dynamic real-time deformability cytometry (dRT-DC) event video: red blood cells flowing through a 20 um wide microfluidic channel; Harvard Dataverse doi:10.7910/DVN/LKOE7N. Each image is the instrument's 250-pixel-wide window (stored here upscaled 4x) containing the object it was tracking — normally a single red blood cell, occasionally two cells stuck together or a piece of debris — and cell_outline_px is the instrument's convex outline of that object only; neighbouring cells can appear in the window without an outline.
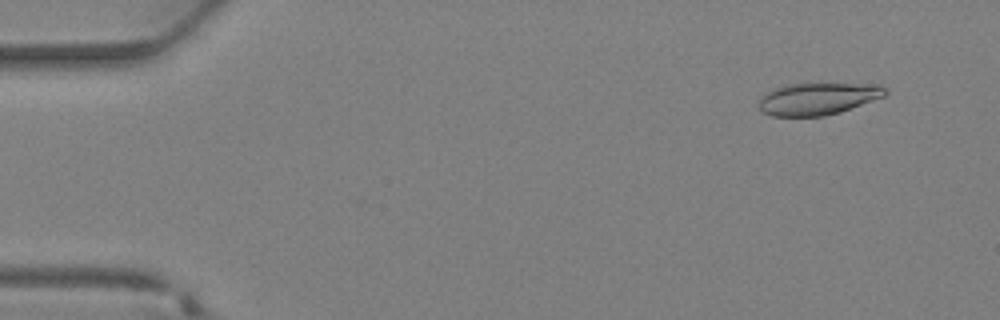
{"species": "Egyptian fruit bat (a non-hibernating species)", "species_latin": "Rousettus aegyptiacus", "temperature_condition": "warm", "stored_images_in_passage": 35, "camera_frame_rate_fps": 3000, "um_per_image_px": 0.085, "animal": {"sex": "female"}, "frame": {"image": 1, "passage_image": 1, "time_ms": 0.0, "image_size_px": [1000, 320], "cell_outline_px": [[888, 92], [884, 96], [840, 112], [824, 116], [772, 116], [764, 112], [756, 104], [768, 92], [776, 88], [788, 84], [820, 80], [880, 84]], "centroid_in_image_um": [69.57, 8.32], "position_along_channel_um": 15.4, "area_um2": 24.62}}
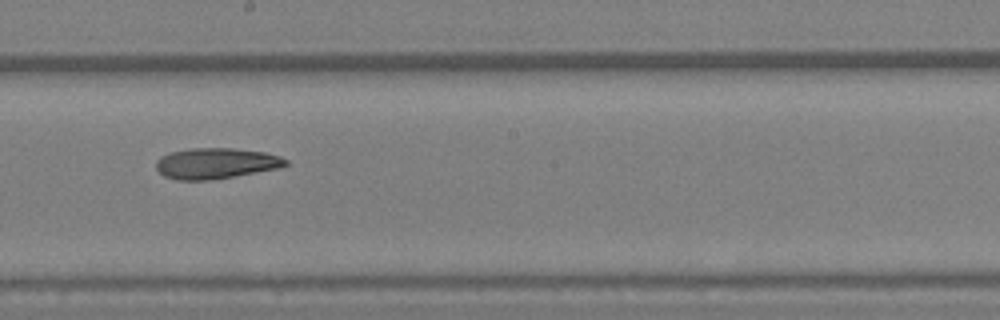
{"frame": {"image": 2, "passage_image": 19, "time_ms": 6.0, "image_size_px": [1000, 320], "cell_outline_px": [[288, 164], [276, 168], [212, 180], [176, 180], [164, 176], [156, 168], [156, 160], [172, 152], [192, 148], [232, 148], [264, 152], [280, 156], [288, 160]], "centroid_in_image_um": [18.34, 13.88], "position_along_channel_um": 229.9, "area_um2": 22.95}}
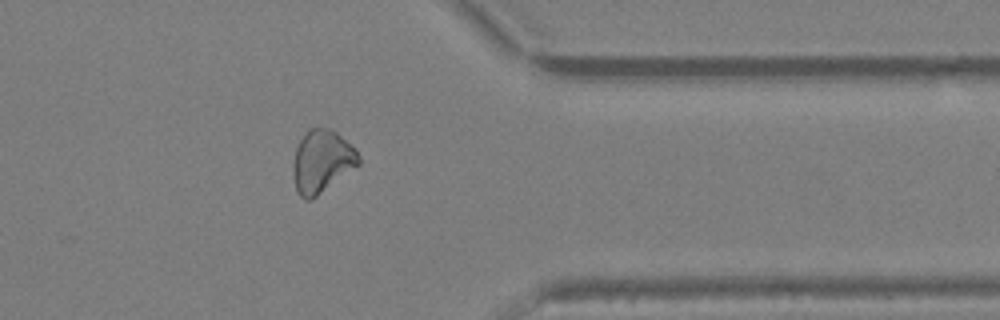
{"frame": {"image": 3, "passage_image": 28, "time_ms": 9.0, "image_size_px": [1000, 320], "cell_outline_px": [[360, 164], [316, 196], [308, 200], [304, 200], [300, 196], [296, 188], [292, 172], [292, 168], [296, 148], [300, 140], [308, 128], [332, 128], [356, 148], [360, 156]], "centroid_in_image_um": [27.37, 13.69], "position_along_channel_um": 384.0, "area_um2": 23.93}}